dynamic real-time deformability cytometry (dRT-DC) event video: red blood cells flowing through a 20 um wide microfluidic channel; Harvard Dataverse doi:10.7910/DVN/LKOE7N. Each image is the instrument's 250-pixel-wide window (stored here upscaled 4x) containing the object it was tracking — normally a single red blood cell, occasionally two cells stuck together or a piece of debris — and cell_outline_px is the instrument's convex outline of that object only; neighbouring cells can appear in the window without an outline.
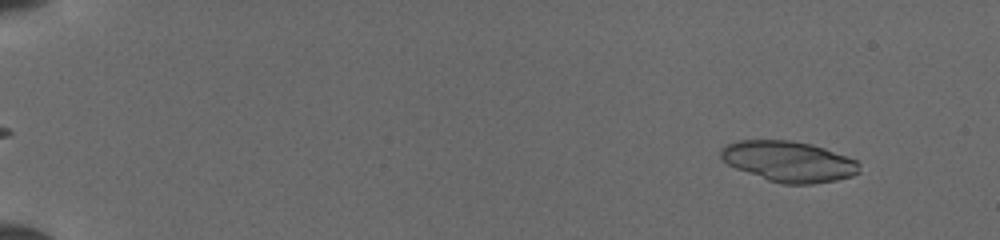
{"species": "common noctule bat (a hibernating species)", "species_latin": "Nyctalus noctula", "temperature_condition": "cold", "stored_images_in_passage": 51, "camera_frame_rate_fps": 3000, "um_per_image_px": 0.085, "animal": {"sex": "female", "body_mass_g": 19.5, "forearm_length_mm": 54.1}, "frame": {"image": 1, "passage_image": 5, "time_ms": 1.333, "image_size_px": [1000, 240], "cell_outline_px": [[860, 172], [852, 176], [836, 180], [812, 184], [784, 184], [768, 180], [736, 168], [728, 164], [720, 156], [720, 152], [728, 144], [740, 140], [788, 140], [812, 144], [824, 148], [856, 160], [860, 164]], "centroid_in_image_um": [67.07, 13.73], "position_along_channel_um": 17.9, "area_um2": 32.54}}